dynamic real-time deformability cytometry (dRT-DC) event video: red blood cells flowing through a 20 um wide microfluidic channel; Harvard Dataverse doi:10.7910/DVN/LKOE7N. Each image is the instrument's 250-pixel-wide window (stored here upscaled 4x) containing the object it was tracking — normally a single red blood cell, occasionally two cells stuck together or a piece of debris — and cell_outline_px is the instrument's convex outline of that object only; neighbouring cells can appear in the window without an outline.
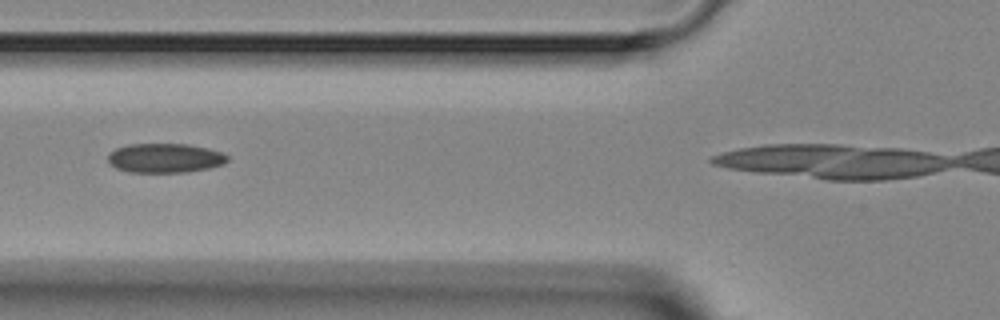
{"species": "Egyptian fruit bat (a non-hibernating species)", "species_latin": "Rousettus aegyptiacus", "temperature_condition": "room temperature", "stored_images_in_passage": 4, "camera_frame_rate_fps": 3000, "um_per_image_px": 0.085, "animal": {"sex": "female"}, "frame": {"image": 1, "passage_image": 2, "time_ms": 1.333, "image_size_px": [1000, 320], "cell_outline_px": [[228, 160], [224, 164], [208, 168], [188, 172], [128, 172], [116, 168], [108, 164], [108, 152], [116, 148], [128, 144], [188, 144], [208, 148], [220, 152], [228, 156]], "centroid_in_image_um": [13.99, 13.43], "position_along_channel_um": 111.8, "area_um2": 20.58}}
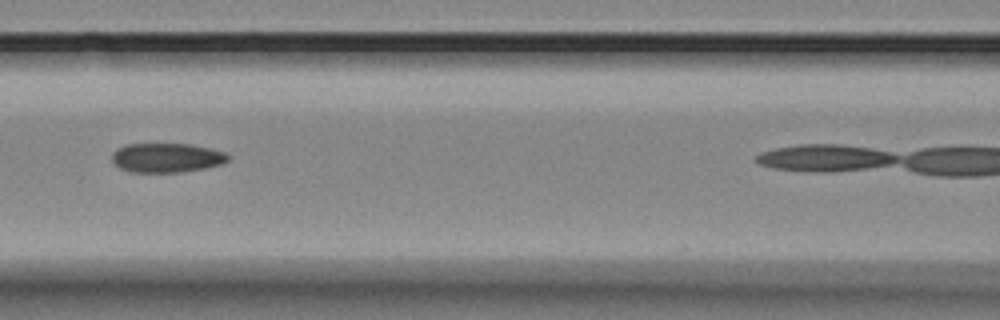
{"frame": {"image": 2, "passage_image": 3, "time_ms": 2.333, "image_size_px": [1000, 320], "cell_outline_px": [[228, 160], [220, 164], [204, 168], [184, 172], [132, 172], [120, 168], [112, 160], [112, 152], [116, 148], [124, 144], [188, 144], [208, 148], [224, 152], [228, 156]], "centroid_in_image_um": [14.11, 13.4], "position_along_channel_um": 152.5, "area_um2": 19.71}}